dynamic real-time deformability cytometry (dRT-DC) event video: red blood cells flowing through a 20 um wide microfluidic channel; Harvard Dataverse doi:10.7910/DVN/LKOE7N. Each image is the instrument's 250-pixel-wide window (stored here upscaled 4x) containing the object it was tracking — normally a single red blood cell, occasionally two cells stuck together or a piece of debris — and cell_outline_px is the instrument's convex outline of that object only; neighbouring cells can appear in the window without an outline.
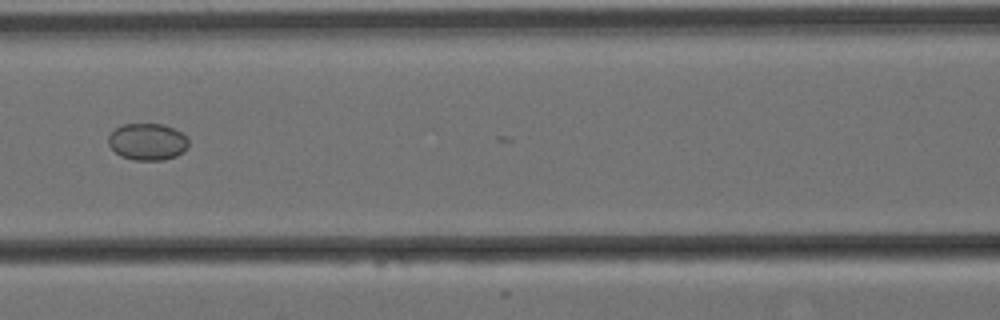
{"species": "Egyptian fruit bat (a non-hibernating species)", "species_latin": "Rousettus aegyptiacus", "temperature_condition": "cold", "stored_images_in_passage": 9, "segment_of_instrument_passage": [2, 2], "camera_frame_rate_fps": 3000, "um_per_image_px": 0.085, "animal": {"sex": "female"}, "frame": {"image": 1, "passage_image": 7, "time_ms": 2.0, "image_size_px": [1000, 320], "cell_outline_px": [[188, 148], [184, 152], [176, 156], [164, 160], [136, 160], [120, 156], [108, 144], [108, 136], [116, 128], [124, 124], [164, 124], [180, 132], [188, 140]], "centroid_in_image_um": [12.54, 12.06], "position_along_channel_um": 154.1, "area_um2": 17.17}}
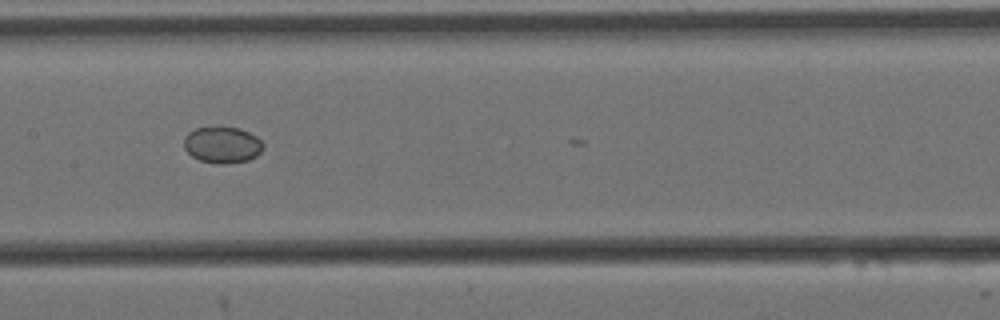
{"frame": {"image": 2, "passage_image": 8, "time_ms": 2.333, "image_size_px": [1000, 320], "cell_outline_px": [[264, 148], [256, 156], [248, 160], [224, 164], [216, 164], [200, 160], [192, 156], [184, 148], [184, 136], [188, 132], [196, 128], [216, 124], [240, 128], [256, 136], [264, 144]], "centroid_in_image_um": [18.88, 12.27], "position_along_channel_um": 188.5, "area_um2": 17.34}}